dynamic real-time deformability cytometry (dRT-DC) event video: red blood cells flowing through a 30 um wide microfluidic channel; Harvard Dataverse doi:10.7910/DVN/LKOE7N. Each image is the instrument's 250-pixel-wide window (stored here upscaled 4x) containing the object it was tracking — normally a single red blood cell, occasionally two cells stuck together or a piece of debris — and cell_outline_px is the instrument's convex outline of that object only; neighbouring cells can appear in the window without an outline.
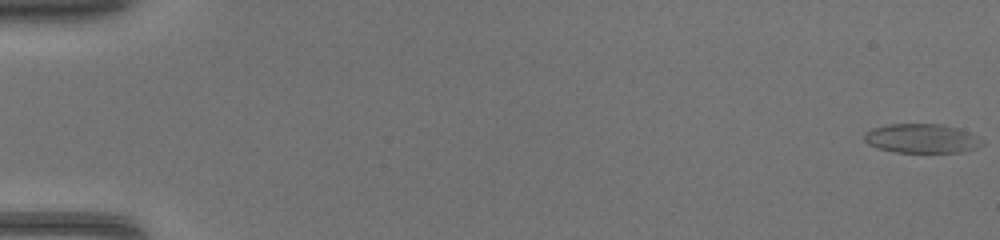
{"species": "common noctule bat (a hibernating species)", "species_latin": "Nyctalus noctula", "temperature_condition": "warm", "stored_images_in_passage": 47, "camera_frame_rate_fps": 3000, "um_per_image_px": 0.085, "animal": {"sex": "female", "body_mass_g": 17.0, "forearm_length_mm": 48.0}, "frame": {"image": 1, "passage_image": 1, "time_ms": 0.0, "image_size_px": [1000, 240], "cell_outline_px": [[984, 144], [976, 148], [964, 152], [896, 152], [876, 148], [868, 144], [864, 140], [864, 132], [872, 128], [888, 124], [940, 124], [956, 128], [968, 132], [984, 140]], "centroid_in_image_um": [78.33, 11.77], "position_along_channel_um": 6.7, "area_um2": 20.11}}
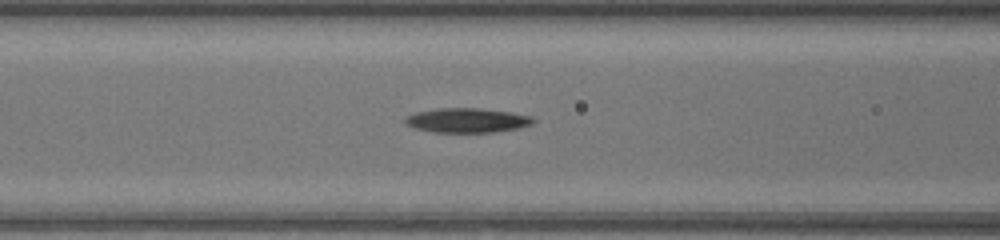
{"frame": {"image": 2, "passage_image": 21, "time_ms": 6.667, "image_size_px": [1000, 240], "cell_outline_px": [[536, 120], [532, 124], [516, 128], [492, 132], [432, 132], [416, 128], [404, 124], [404, 116], [416, 112], [440, 108], [476, 108], [512, 112], [532, 116]], "centroid_in_image_um": [39.67, 10.22], "position_along_channel_um": 126.9, "area_um2": 18.26}}
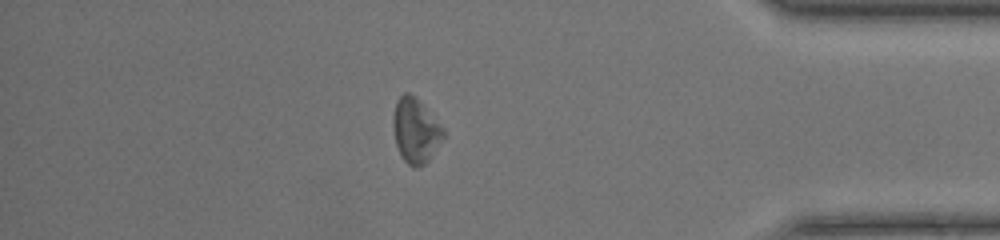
{"frame": {"image": 3, "passage_image": 41, "time_ms": 13.333, "image_size_px": [1000, 240], "cell_outline_px": [[444, 136], [428, 160], [424, 164], [416, 168], [412, 168], [404, 160], [396, 144], [392, 124], [392, 116], [396, 100], [404, 92], [408, 92], [416, 96], [444, 128]], "centroid_in_image_um": [35.3, 11.06], "position_along_channel_um": 399.9, "area_um2": 18.96}}